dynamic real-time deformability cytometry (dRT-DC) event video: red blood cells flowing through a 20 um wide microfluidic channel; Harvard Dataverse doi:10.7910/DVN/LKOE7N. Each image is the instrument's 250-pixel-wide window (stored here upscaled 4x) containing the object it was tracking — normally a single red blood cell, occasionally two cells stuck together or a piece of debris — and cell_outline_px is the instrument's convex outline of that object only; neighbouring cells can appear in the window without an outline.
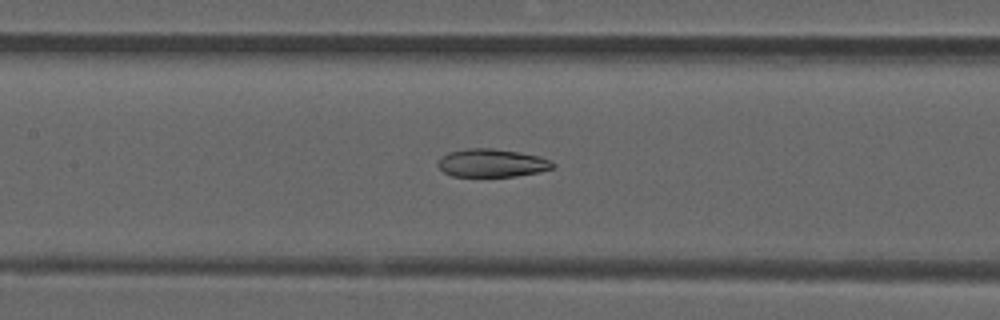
{"species": "common noctule bat (a hibernating species)", "species_latin": "Nyctalus noctula", "temperature_condition": "room temperature", "stored_images_in_passage": 51, "camera_frame_rate_fps": 3000, "um_per_image_px": 0.085, "animal": {"sex": "male", "forearm_length_mm": 52.5}, "frame": {"image": 1, "passage_image": 23, "time_ms": 7.333, "image_size_px": [1000, 320], "cell_outline_px": [[556, 164], [552, 168], [536, 172], [516, 176], [452, 176], [444, 172], [436, 164], [448, 152], [468, 148], [492, 148], [520, 152], [540, 156], [552, 160]], "centroid_in_image_um": [41.83, 13.84], "position_along_channel_um": 165.6, "area_um2": 18.73}}
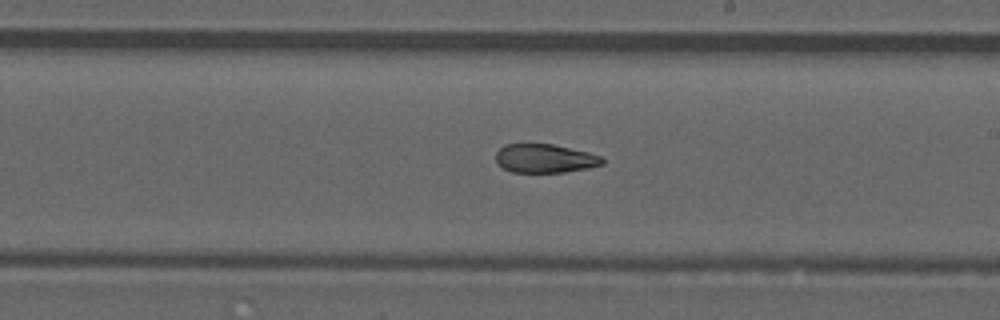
{"frame": {"image": 2, "passage_image": 29, "time_ms": 9.333, "image_size_px": [1000, 320], "cell_outline_px": [[604, 164], [588, 168], [564, 172], [512, 172], [496, 164], [496, 152], [504, 144], [552, 144], [588, 152], [600, 156], [604, 160]], "centroid_in_image_um": [46.3, 13.47], "position_along_channel_um": 242.7, "area_um2": 17.8}}
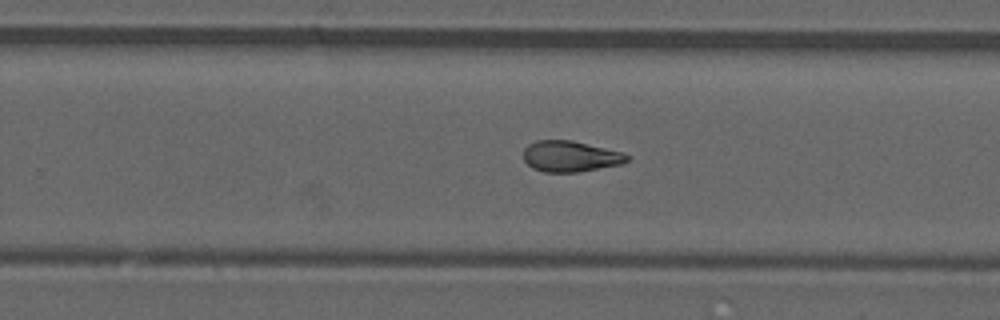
{"frame": {"image": 3, "passage_image": 32, "time_ms": 10.333, "image_size_px": [1000, 320], "cell_outline_px": [[628, 160], [624, 164], [576, 172], [544, 172], [532, 168], [524, 160], [524, 148], [528, 144], [536, 140], [572, 140], [620, 152], [628, 156]], "centroid_in_image_um": [48.44, 13.29], "position_along_channel_um": 281.4, "area_um2": 18.55}, "authors_computed_cell_mechanics": {"area_um2": 19.1896, "velocity_mm_per_s": 3.8835, "shape_relaxation_time_tau1_ms": null, "shape_relaxation_time_tau2_ms": 3.3366, "deformation_change_tau1": null, "deformation_change_tau2": 0.1}}